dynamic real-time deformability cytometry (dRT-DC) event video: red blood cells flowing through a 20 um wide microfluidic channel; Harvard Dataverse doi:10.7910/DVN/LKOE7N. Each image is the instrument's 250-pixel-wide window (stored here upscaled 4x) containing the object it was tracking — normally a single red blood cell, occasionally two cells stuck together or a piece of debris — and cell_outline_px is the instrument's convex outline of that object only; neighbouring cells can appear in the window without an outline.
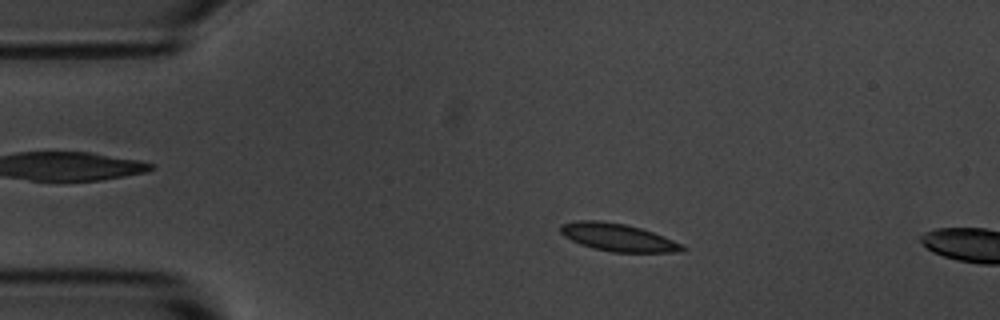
{"species": "common noctule bat (a hibernating species)", "species_latin": "Nyctalus noctula", "temperature_condition": "room temperature", "stored_images_in_passage": 5, "camera_frame_rate_fps": 3000, "um_per_image_px": 0.085, "animal": {"sex": "male", "body_mass_g": 20.1, "forearm_length_mm": 53.5}, "frame": {"image": 1, "passage_image": 3, "time_ms": 3.0, "image_size_px": [1000, 320], "cell_outline_px": [[688, 248], [684, 252], [612, 252], [592, 248], [580, 244], [564, 236], [560, 232], [560, 224], [580, 220], [600, 220], [624, 224], [640, 228], [652, 232], [684, 244]], "centroid_in_image_um": [52.55, 20.18], "position_along_channel_um": 32.5, "area_um2": 19.71}}